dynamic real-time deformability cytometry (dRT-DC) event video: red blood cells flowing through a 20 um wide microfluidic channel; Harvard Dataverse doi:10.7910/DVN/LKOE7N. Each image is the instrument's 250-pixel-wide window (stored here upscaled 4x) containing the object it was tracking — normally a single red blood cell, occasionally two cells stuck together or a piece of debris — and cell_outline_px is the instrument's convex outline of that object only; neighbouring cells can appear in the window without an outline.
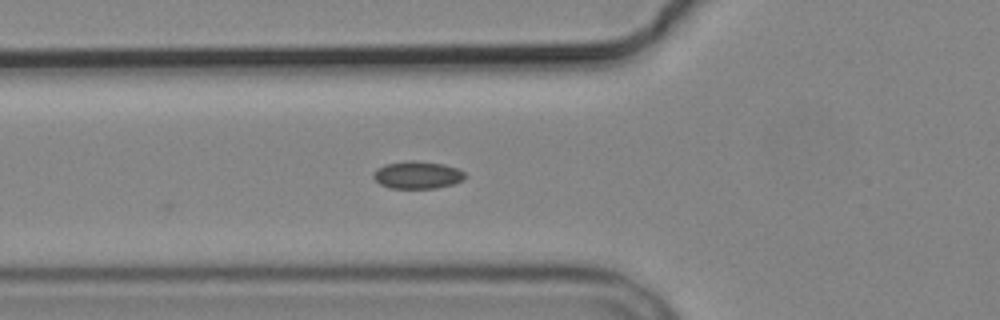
{"species": "common noctule bat (a hibernating species)", "species_latin": "Nyctalus noctula", "temperature_condition": "cold", "stored_images_in_passage": 2, "camera_frame_rate_fps": 3000, "um_per_image_px": 0.085, "animal": {"sex": "male", "body_mass_g": 19.2, "forearm_length_mm": 51.8}, "frame": {"image": 1, "passage_image": 2, "time_ms": 1.0, "image_size_px": [1000, 320], "cell_outline_px": [[464, 180], [452, 184], [436, 188], [388, 188], [380, 184], [372, 176], [376, 168], [384, 164], [408, 160], [412, 160], [444, 164], [456, 168], [464, 172]], "centroid_in_image_um": [35.44, 14.87], "position_along_channel_um": 90.4, "area_um2": 14.68}}